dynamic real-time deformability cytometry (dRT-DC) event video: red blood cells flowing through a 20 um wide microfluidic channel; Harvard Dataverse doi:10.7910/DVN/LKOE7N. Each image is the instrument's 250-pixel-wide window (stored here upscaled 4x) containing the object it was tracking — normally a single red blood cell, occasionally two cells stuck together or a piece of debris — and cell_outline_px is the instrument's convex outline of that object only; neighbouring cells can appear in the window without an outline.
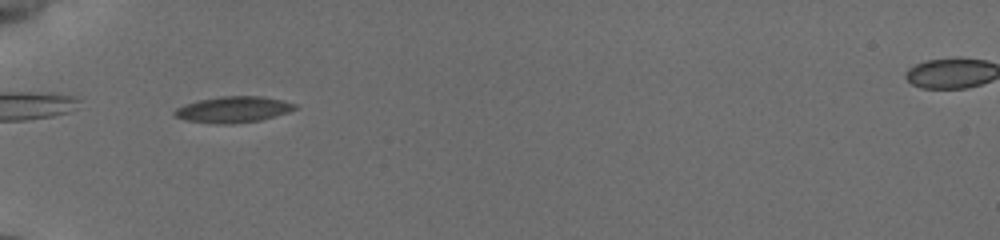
{"species": "common noctule bat (a hibernating species)", "species_latin": "Nyctalus noctula", "temperature_condition": "cold", "stored_images_in_passage": 18, "camera_frame_rate_fps": 3000, "um_per_image_px": 0.085, "animal": {"sex": "female", "body_mass_g": 19.5, "forearm_length_mm": 54.1}, "frame": {"image": 1, "passage_image": 1, "time_ms": 0.0, "image_size_px": [1000, 240], "cell_outline_px": [[296, 108], [288, 112], [260, 120], [224, 124], [220, 124], [184, 120], [176, 116], [172, 112], [176, 108], [184, 104], [200, 100], [220, 96], [264, 96], [284, 100], [296, 104]], "centroid_in_image_um": [19.82, 9.29], "position_along_channel_um": 65.2, "area_um2": 18.21}}
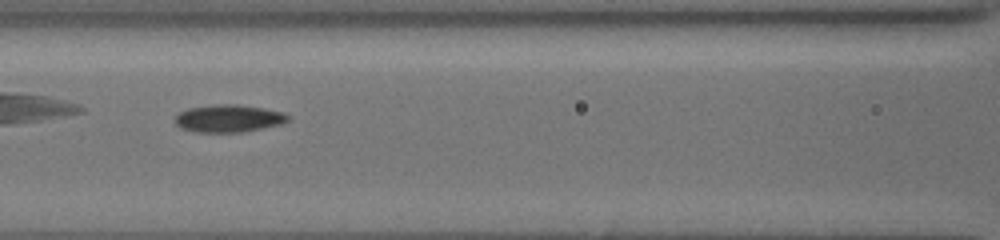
{"frame": {"image": 2, "passage_image": 6, "time_ms": 2.333, "image_size_px": [1000, 240], "cell_outline_px": [[292, 116], [284, 124], [244, 132], [196, 132], [180, 128], [176, 124], [176, 116], [180, 112], [188, 108], [220, 104], [236, 104], [264, 108], [284, 112]], "centroid_in_image_um": [19.5, 10.07], "position_along_channel_um": 147.1, "area_um2": 18.26}}